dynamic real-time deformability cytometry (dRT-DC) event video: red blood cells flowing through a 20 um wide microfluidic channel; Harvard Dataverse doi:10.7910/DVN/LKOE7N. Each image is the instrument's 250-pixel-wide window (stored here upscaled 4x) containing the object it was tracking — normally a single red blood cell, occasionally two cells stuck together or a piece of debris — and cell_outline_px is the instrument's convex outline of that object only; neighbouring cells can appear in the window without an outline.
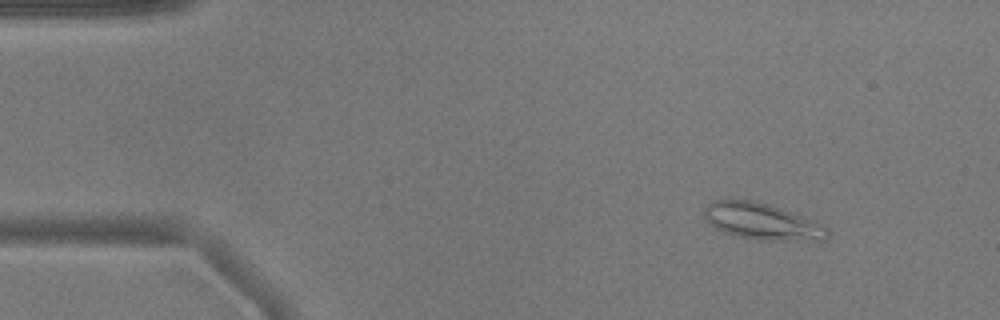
{"species": "common noctule bat (a hibernating species)", "species_latin": "Nyctalus noctula", "temperature_condition": "warm", "stored_images_in_passage": 52, "camera_frame_rate_fps": 3000, "um_per_image_px": 0.085, "animal": {"sex": "male", "body_mass_g": 17.9}, "frame": {"image": 1, "passage_image": 6, "time_ms": 1.667, "image_size_px": [1000, 320], "cell_outline_px": [[828, 240], [756, 240], [736, 236], [724, 232], [716, 228], [704, 216], [704, 208], [712, 200], [752, 200], [768, 204], [816, 220], [828, 228]], "centroid_in_image_um": [64.81, 18.83], "position_along_channel_um": 20.2, "area_um2": 26.18}}
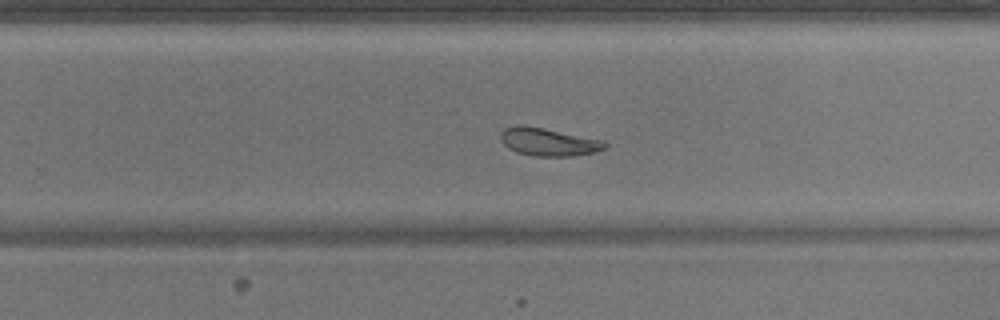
{"frame": {"image": 2, "passage_image": 33, "time_ms": 10.667, "image_size_px": [1000, 320], "cell_outline_px": [[608, 144], [604, 148], [592, 152], [572, 156], [532, 156], [516, 152], [508, 148], [500, 140], [500, 132], [504, 128], [516, 124], [520, 124], [544, 128], [604, 140]], "centroid_in_image_um": [46.56, 12.05], "position_along_channel_um": 283.2, "area_um2": 17.05}}
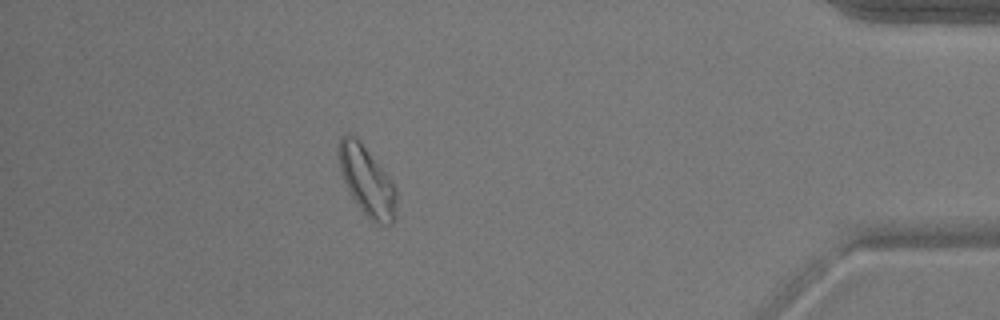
{"frame": {"image": 3, "passage_image": 46, "time_ms": 15.0, "image_size_px": [1000, 320], "cell_outline_px": [[396, 220], [392, 224], [380, 224], [372, 220], [360, 208], [352, 196], [340, 172], [336, 152], [340, 136], [344, 132], [352, 132], [360, 140], [388, 176], [396, 188]], "centroid_in_image_um": [31.15, 15.3], "position_along_channel_um": 404.0, "area_um2": 23.52}}